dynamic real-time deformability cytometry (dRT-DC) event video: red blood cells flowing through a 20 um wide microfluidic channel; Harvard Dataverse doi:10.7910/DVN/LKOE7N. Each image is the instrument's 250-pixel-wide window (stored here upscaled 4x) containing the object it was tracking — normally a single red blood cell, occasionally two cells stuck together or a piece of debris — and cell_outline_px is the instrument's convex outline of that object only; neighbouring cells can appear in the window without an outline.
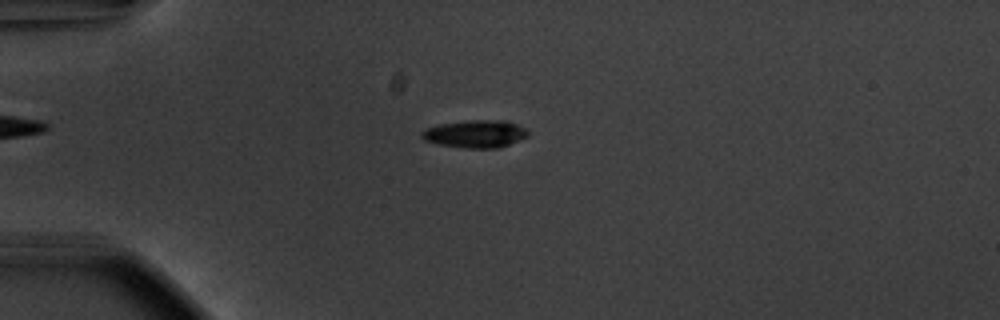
{"species": "common noctule bat (a hibernating species)", "species_latin": "Nyctalus noctula", "temperature_condition": "warm", "stored_images_in_passage": 55, "camera_frame_rate_fps": 3000, "um_per_image_px": 0.085, "animal": {"sex": "male", "body_mass_g": 20.1, "forearm_length_mm": 53.5}, "frame": {"image": 1, "passage_image": 15, "time_ms": 4.667, "image_size_px": [1000, 320], "cell_outline_px": [[528, 136], [508, 144], [496, 148], [464, 148], [440, 144], [424, 140], [420, 136], [420, 132], [424, 128], [440, 124], [468, 120], [504, 120], [516, 124], [524, 128], [528, 132]], "centroid_in_image_um": [40.35, 11.37], "position_along_channel_um": 44.6, "area_um2": 16.99}}
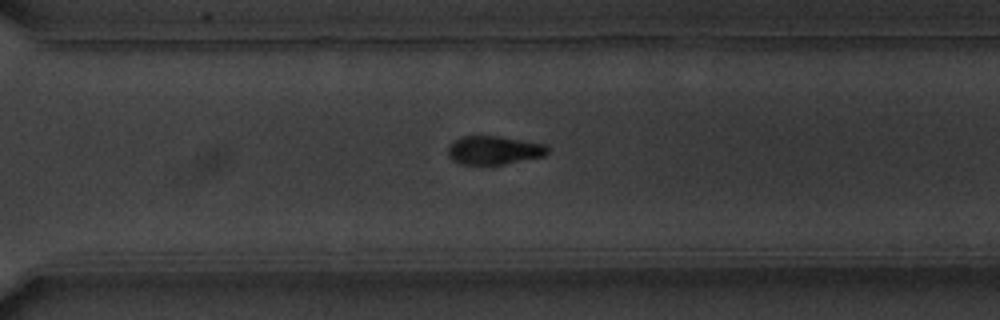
{"frame": {"image": 2, "passage_image": 40, "time_ms": 13.0, "image_size_px": [1000, 320], "cell_outline_px": [[548, 152], [544, 156], [504, 164], [460, 164], [452, 160], [448, 156], [448, 148], [456, 140], [464, 136], [500, 136], [544, 144], [548, 148]], "centroid_in_image_um": [41.99, 12.77], "position_along_channel_um": 328.6, "area_um2": 16.36}}
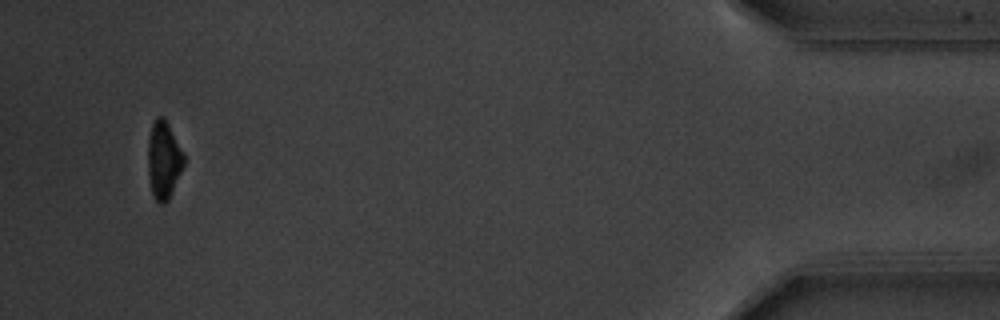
{"frame": {"image": 3, "passage_image": 53, "time_ms": 17.333, "image_size_px": [1000, 320], "cell_outline_px": [[184, 164], [168, 200], [164, 204], [160, 204], [152, 196], [148, 172], [148, 140], [152, 124], [156, 116], [164, 116], [184, 152]], "centroid_in_image_um": [13.9, 13.58], "position_along_channel_um": 421.3, "area_um2": 16.3}, "authors_computed_cell_mechanics": {"area_um2": 17.2822, "velocity_mm_per_s": 3.7325, "shape_relaxation_time_tau1_ms": 2.8463, "shape_relaxation_time_tau2_ms": null, "deformation_change_tau1": 0.1406, "deformation_change_tau2": null}}